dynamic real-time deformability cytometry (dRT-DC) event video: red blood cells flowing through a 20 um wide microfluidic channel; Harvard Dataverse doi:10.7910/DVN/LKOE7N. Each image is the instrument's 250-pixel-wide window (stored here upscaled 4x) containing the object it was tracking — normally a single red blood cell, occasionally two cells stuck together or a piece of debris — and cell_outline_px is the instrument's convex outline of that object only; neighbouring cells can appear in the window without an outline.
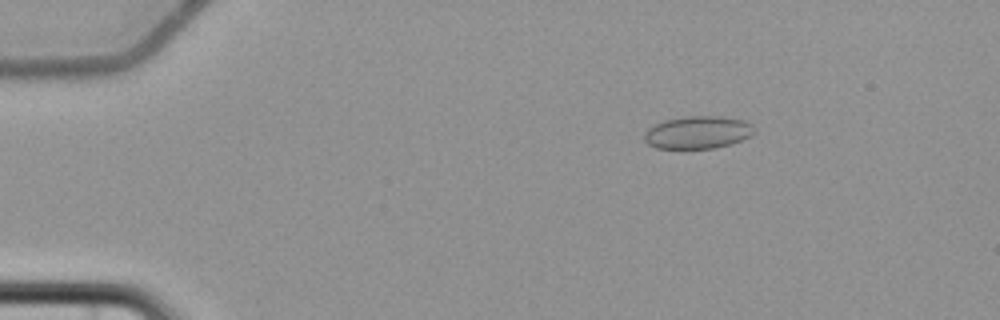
{"species": "common noctule bat (a hibernating species)", "species_latin": "Nyctalus noctula", "temperature_condition": "cold", "stored_images_in_passage": 6, "camera_frame_rate_fps": 3000, "um_per_image_px": 0.085, "animal": {"sex": "female", "body_mass_g": 22.7, "forearm_length_mm": 54.2}, "frame": {"image": 1, "passage_image": 3, "time_ms": 3.0, "image_size_px": [1000, 320], "cell_outline_px": [[756, 132], [732, 144], [716, 148], [656, 148], [648, 144], [644, 140], [644, 132], [648, 128], [664, 120], [688, 116], [720, 116], [744, 120], [752, 124], [756, 128]], "centroid_in_image_um": [59.33, 11.25], "position_along_channel_um": 25.7, "area_um2": 20.98}}